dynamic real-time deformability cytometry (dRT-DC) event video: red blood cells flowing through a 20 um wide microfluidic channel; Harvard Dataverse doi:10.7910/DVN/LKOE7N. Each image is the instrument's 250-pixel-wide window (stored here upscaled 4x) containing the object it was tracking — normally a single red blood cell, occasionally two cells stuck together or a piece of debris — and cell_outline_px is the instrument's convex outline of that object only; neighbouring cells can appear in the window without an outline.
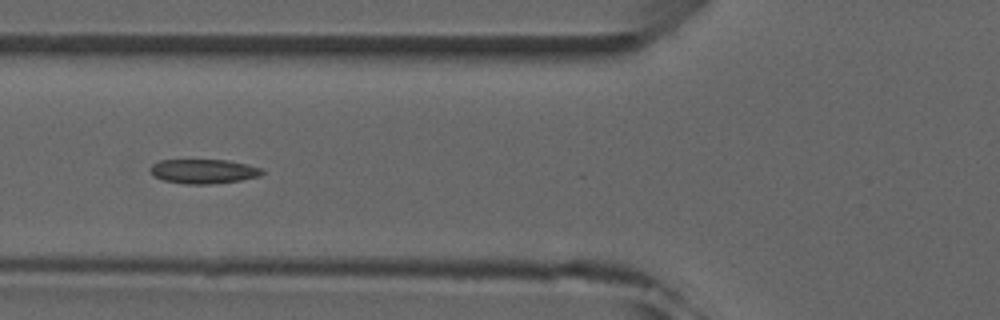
{"species": "common noctule bat (a hibernating species)", "species_latin": "Nyctalus noctula", "temperature_condition": "room temperature", "stored_images_in_passage": 7, "camera_frame_rate_fps": 3000, "um_per_image_px": 0.085, "animal": {"sex": "male", "forearm_length_mm": 52.5}, "frame": {"image": 1, "passage_image": 6, "time_ms": 5.667, "image_size_px": [1000, 320], "cell_outline_px": [[264, 172], [260, 176], [240, 180], [212, 184], [184, 184], [164, 180], [156, 176], [148, 168], [152, 164], [160, 160], [228, 160], [248, 164], [260, 168]], "centroid_in_image_um": [17.31, 14.56], "position_along_channel_um": 108.5, "area_um2": 15.84}}
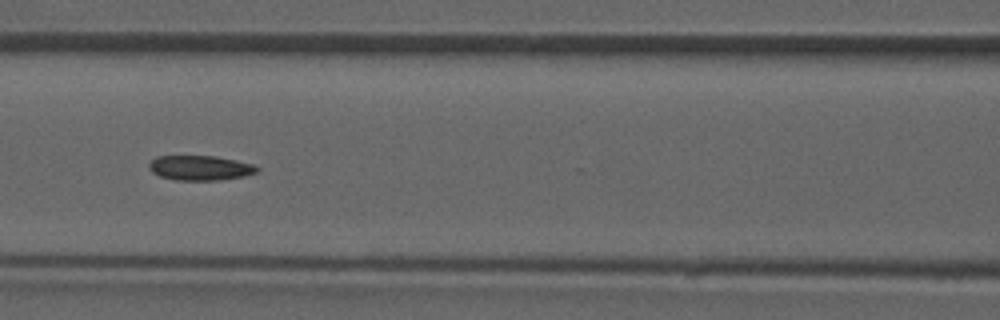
{"frame": {"image": 2, "passage_image": 7, "time_ms": 6.667, "image_size_px": [1000, 320], "cell_outline_px": [[260, 172], [244, 176], [220, 180], [176, 180], [160, 176], [152, 172], [148, 168], [148, 164], [156, 156], [216, 156], [256, 164], [260, 168]], "centroid_in_image_um": [17.06, 14.27], "position_along_channel_um": 149.5, "area_um2": 15.84}}